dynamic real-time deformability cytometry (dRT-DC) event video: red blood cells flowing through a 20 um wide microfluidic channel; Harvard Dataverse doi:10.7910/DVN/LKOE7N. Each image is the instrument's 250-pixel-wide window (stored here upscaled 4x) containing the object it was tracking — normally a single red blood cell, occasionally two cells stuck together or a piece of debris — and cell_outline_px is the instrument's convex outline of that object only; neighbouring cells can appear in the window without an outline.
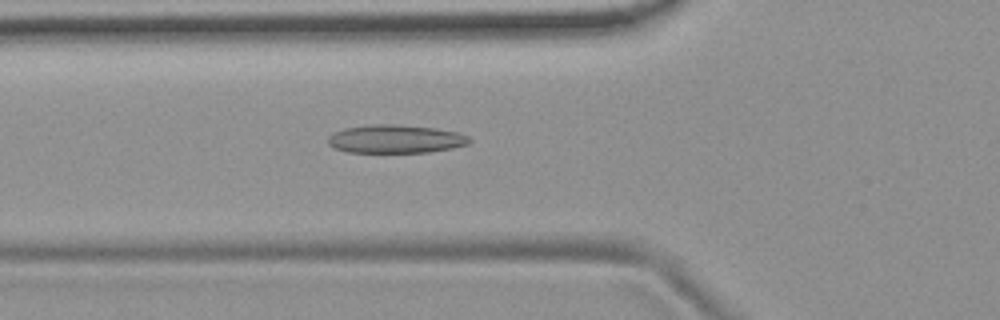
{"species": "common noctule bat (a hibernating species)", "species_latin": "Nyctalus noctula", "temperature_condition": "room temperature", "stored_images_in_passage": 54, "camera_frame_rate_fps": 3000, "um_per_image_px": 0.085, "animal": {"sex": "female", "body_mass_g": 19.9}, "frame": {"image": 1, "passage_image": 19, "time_ms": 6.0, "image_size_px": [1000, 320], "cell_outline_px": [[472, 140], [468, 144], [452, 148], [428, 152], [348, 152], [332, 148], [328, 144], [328, 136], [344, 128], [368, 124], [400, 124], [436, 128], [456, 132], [468, 136]], "centroid_in_image_um": [33.6, 11.8], "position_along_channel_um": 92.2, "area_um2": 23.47}}
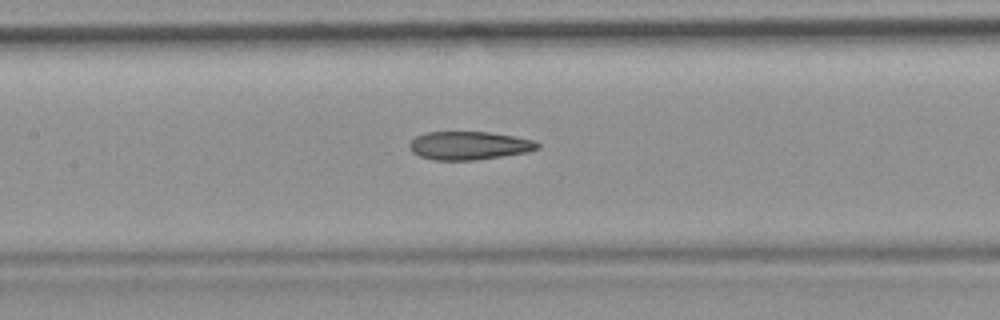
{"frame": {"image": 2, "passage_image": 25, "time_ms": 8.0, "image_size_px": [1000, 320], "cell_outline_px": [[540, 148], [528, 152], [504, 156], [472, 160], [432, 160], [420, 156], [412, 152], [408, 144], [416, 136], [428, 132], [488, 132], [536, 140], [540, 144]], "centroid_in_image_um": [39.89, 12.38], "position_along_channel_um": 167.5, "area_um2": 21.15}}
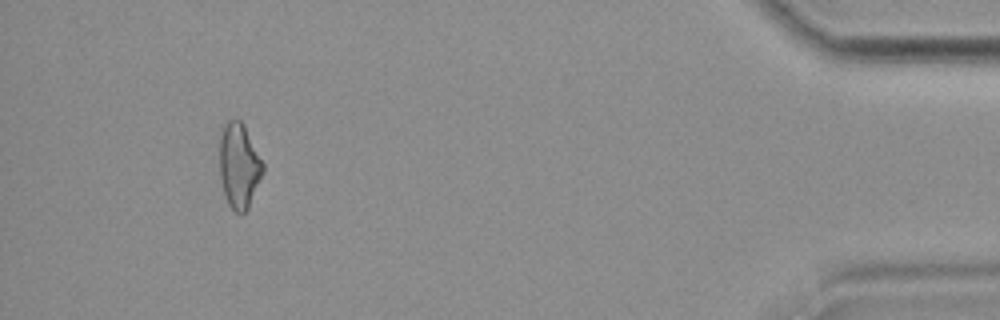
{"frame": {"image": 3, "passage_image": 50, "time_ms": 16.333, "image_size_px": [1000, 320], "cell_outline_px": [[264, 172], [248, 208], [240, 216], [228, 204], [224, 196], [220, 176], [220, 128], [228, 120], [240, 120], [244, 124], [264, 164]], "centroid_in_image_um": [20.32, 14.08], "position_along_channel_um": 414.9, "area_um2": 21.68}, "authors_computed_cell_mechanics": {"area_um2": 22.3397, "velocity_mm_per_s": 3.7414, "shape_relaxation_time_tau1_ms": null, "shape_relaxation_time_tau2_ms": 3.7051, "deformation_change_tau1": null, "deformation_change_tau2": 0.1272}}